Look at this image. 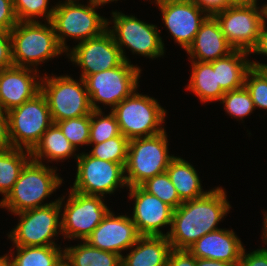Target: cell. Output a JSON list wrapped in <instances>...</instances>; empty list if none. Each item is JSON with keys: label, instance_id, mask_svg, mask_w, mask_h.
I'll list each match as a JSON object with an SVG mask.
<instances>
[{"label": "cell", "instance_id": "cell-13", "mask_svg": "<svg viewBox=\"0 0 267 266\" xmlns=\"http://www.w3.org/2000/svg\"><path fill=\"white\" fill-rule=\"evenodd\" d=\"M77 172L72 190L85 195L105 197L113 194L118 187H128L125 168L120 163L97 159L89 153L75 154Z\"/></svg>", "mask_w": 267, "mask_h": 266}, {"label": "cell", "instance_id": "cell-24", "mask_svg": "<svg viewBox=\"0 0 267 266\" xmlns=\"http://www.w3.org/2000/svg\"><path fill=\"white\" fill-rule=\"evenodd\" d=\"M166 172L182 202L201 198L208 193L202 189L201 180L194 166L186 160L175 156Z\"/></svg>", "mask_w": 267, "mask_h": 266}, {"label": "cell", "instance_id": "cell-36", "mask_svg": "<svg viewBox=\"0 0 267 266\" xmlns=\"http://www.w3.org/2000/svg\"><path fill=\"white\" fill-rule=\"evenodd\" d=\"M244 86L250 92L255 109L267 111V72L251 67L247 71Z\"/></svg>", "mask_w": 267, "mask_h": 266}, {"label": "cell", "instance_id": "cell-50", "mask_svg": "<svg viewBox=\"0 0 267 266\" xmlns=\"http://www.w3.org/2000/svg\"><path fill=\"white\" fill-rule=\"evenodd\" d=\"M0 115H7L6 111L4 110L1 101H0Z\"/></svg>", "mask_w": 267, "mask_h": 266}, {"label": "cell", "instance_id": "cell-9", "mask_svg": "<svg viewBox=\"0 0 267 266\" xmlns=\"http://www.w3.org/2000/svg\"><path fill=\"white\" fill-rule=\"evenodd\" d=\"M140 67L124 61L120 66L100 71L84 78L93 110H102L99 104L108 105L112 110L138 88Z\"/></svg>", "mask_w": 267, "mask_h": 266}, {"label": "cell", "instance_id": "cell-16", "mask_svg": "<svg viewBox=\"0 0 267 266\" xmlns=\"http://www.w3.org/2000/svg\"><path fill=\"white\" fill-rule=\"evenodd\" d=\"M154 1L161 10L165 27L175 42L186 51L209 15L192 0Z\"/></svg>", "mask_w": 267, "mask_h": 266}, {"label": "cell", "instance_id": "cell-1", "mask_svg": "<svg viewBox=\"0 0 267 266\" xmlns=\"http://www.w3.org/2000/svg\"><path fill=\"white\" fill-rule=\"evenodd\" d=\"M227 200L225 190L216 187L201 198L180 204L173 211L170 231L165 234L172 249L187 250L205 234L220 229L219 221L231 208Z\"/></svg>", "mask_w": 267, "mask_h": 266}, {"label": "cell", "instance_id": "cell-12", "mask_svg": "<svg viewBox=\"0 0 267 266\" xmlns=\"http://www.w3.org/2000/svg\"><path fill=\"white\" fill-rule=\"evenodd\" d=\"M114 26L108 21V30L113 35L123 59L130 62L125 55L124 46L131 49L133 54H140L147 58H158L164 55V43L156 25L138 20L135 16L121 12H112ZM111 28V29H110Z\"/></svg>", "mask_w": 267, "mask_h": 266}, {"label": "cell", "instance_id": "cell-15", "mask_svg": "<svg viewBox=\"0 0 267 266\" xmlns=\"http://www.w3.org/2000/svg\"><path fill=\"white\" fill-rule=\"evenodd\" d=\"M68 52L66 56L70 61L82 69V79L120 66L124 62L122 53L108 29L97 37L79 42Z\"/></svg>", "mask_w": 267, "mask_h": 266}, {"label": "cell", "instance_id": "cell-32", "mask_svg": "<svg viewBox=\"0 0 267 266\" xmlns=\"http://www.w3.org/2000/svg\"><path fill=\"white\" fill-rule=\"evenodd\" d=\"M140 187L149 194L157 196L174 210L183 203L177 194L176 188L170 181L167 172L155 175L142 183Z\"/></svg>", "mask_w": 267, "mask_h": 266}, {"label": "cell", "instance_id": "cell-22", "mask_svg": "<svg viewBox=\"0 0 267 266\" xmlns=\"http://www.w3.org/2000/svg\"><path fill=\"white\" fill-rule=\"evenodd\" d=\"M130 249L121 256V266H166L172 246L167 236L149 235L140 236Z\"/></svg>", "mask_w": 267, "mask_h": 266}, {"label": "cell", "instance_id": "cell-21", "mask_svg": "<svg viewBox=\"0 0 267 266\" xmlns=\"http://www.w3.org/2000/svg\"><path fill=\"white\" fill-rule=\"evenodd\" d=\"M234 48L227 42L216 19L209 15L201 24L186 52L191 61L212 62L231 53Z\"/></svg>", "mask_w": 267, "mask_h": 266}, {"label": "cell", "instance_id": "cell-27", "mask_svg": "<svg viewBox=\"0 0 267 266\" xmlns=\"http://www.w3.org/2000/svg\"><path fill=\"white\" fill-rule=\"evenodd\" d=\"M31 160L30 151L20 148L0 150V194L3 199L12 190L25 165Z\"/></svg>", "mask_w": 267, "mask_h": 266}, {"label": "cell", "instance_id": "cell-44", "mask_svg": "<svg viewBox=\"0 0 267 266\" xmlns=\"http://www.w3.org/2000/svg\"><path fill=\"white\" fill-rule=\"evenodd\" d=\"M196 266H237V263H228L224 261L196 258Z\"/></svg>", "mask_w": 267, "mask_h": 266}, {"label": "cell", "instance_id": "cell-34", "mask_svg": "<svg viewBox=\"0 0 267 266\" xmlns=\"http://www.w3.org/2000/svg\"><path fill=\"white\" fill-rule=\"evenodd\" d=\"M49 0H13V7L16 18L21 22H39L35 18L45 17V20L51 21L54 12V6L48 9Z\"/></svg>", "mask_w": 267, "mask_h": 266}, {"label": "cell", "instance_id": "cell-47", "mask_svg": "<svg viewBox=\"0 0 267 266\" xmlns=\"http://www.w3.org/2000/svg\"><path fill=\"white\" fill-rule=\"evenodd\" d=\"M231 5H236V4H249L252 2H255L257 0H227Z\"/></svg>", "mask_w": 267, "mask_h": 266}, {"label": "cell", "instance_id": "cell-38", "mask_svg": "<svg viewBox=\"0 0 267 266\" xmlns=\"http://www.w3.org/2000/svg\"><path fill=\"white\" fill-rule=\"evenodd\" d=\"M13 65L10 32L0 29V70L12 67Z\"/></svg>", "mask_w": 267, "mask_h": 266}, {"label": "cell", "instance_id": "cell-18", "mask_svg": "<svg viewBox=\"0 0 267 266\" xmlns=\"http://www.w3.org/2000/svg\"><path fill=\"white\" fill-rule=\"evenodd\" d=\"M140 236L131 216H115L109 210L84 241L92 247L123 256L122 250L130 249Z\"/></svg>", "mask_w": 267, "mask_h": 266}, {"label": "cell", "instance_id": "cell-33", "mask_svg": "<svg viewBox=\"0 0 267 266\" xmlns=\"http://www.w3.org/2000/svg\"><path fill=\"white\" fill-rule=\"evenodd\" d=\"M221 103L225 107V111L235 119H244L255 110L250 92L246 87L237 90L225 92L222 96Z\"/></svg>", "mask_w": 267, "mask_h": 266}, {"label": "cell", "instance_id": "cell-6", "mask_svg": "<svg viewBox=\"0 0 267 266\" xmlns=\"http://www.w3.org/2000/svg\"><path fill=\"white\" fill-rule=\"evenodd\" d=\"M166 131L129 140L125 180L128 187L140 186L155 175L166 172L170 161Z\"/></svg>", "mask_w": 267, "mask_h": 266}, {"label": "cell", "instance_id": "cell-4", "mask_svg": "<svg viewBox=\"0 0 267 266\" xmlns=\"http://www.w3.org/2000/svg\"><path fill=\"white\" fill-rule=\"evenodd\" d=\"M80 2H59L54 6L53 24L57 41L61 48L68 53L66 37L83 42L99 36L108 28V19L100 16L95 8L102 6L96 2L79 4Z\"/></svg>", "mask_w": 267, "mask_h": 266}, {"label": "cell", "instance_id": "cell-46", "mask_svg": "<svg viewBox=\"0 0 267 266\" xmlns=\"http://www.w3.org/2000/svg\"><path fill=\"white\" fill-rule=\"evenodd\" d=\"M263 227H264V230H263V235H262V238H263V242L267 245V213L265 212V215H264V221H263ZM265 240V241H264Z\"/></svg>", "mask_w": 267, "mask_h": 266}, {"label": "cell", "instance_id": "cell-45", "mask_svg": "<svg viewBox=\"0 0 267 266\" xmlns=\"http://www.w3.org/2000/svg\"><path fill=\"white\" fill-rule=\"evenodd\" d=\"M0 266H13L7 254L0 257Z\"/></svg>", "mask_w": 267, "mask_h": 266}, {"label": "cell", "instance_id": "cell-48", "mask_svg": "<svg viewBox=\"0 0 267 266\" xmlns=\"http://www.w3.org/2000/svg\"><path fill=\"white\" fill-rule=\"evenodd\" d=\"M55 266H72L65 257H63Z\"/></svg>", "mask_w": 267, "mask_h": 266}, {"label": "cell", "instance_id": "cell-20", "mask_svg": "<svg viewBox=\"0 0 267 266\" xmlns=\"http://www.w3.org/2000/svg\"><path fill=\"white\" fill-rule=\"evenodd\" d=\"M244 248L233 230L220 228L205 234L187 250L196 258L238 263Z\"/></svg>", "mask_w": 267, "mask_h": 266}, {"label": "cell", "instance_id": "cell-10", "mask_svg": "<svg viewBox=\"0 0 267 266\" xmlns=\"http://www.w3.org/2000/svg\"><path fill=\"white\" fill-rule=\"evenodd\" d=\"M65 196L53 204L15 213L20 220L8 238L15 246H57L52 238L61 235V214Z\"/></svg>", "mask_w": 267, "mask_h": 266}, {"label": "cell", "instance_id": "cell-11", "mask_svg": "<svg viewBox=\"0 0 267 266\" xmlns=\"http://www.w3.org/2000/svg\"><path fill=\"white\" fill-rule=\"evenodd\" d=\"M7 116L12 146L29 151L53 124L47 99L41 91L32 99L9 110Z\"/></svg>", "mask_w": 267, "mask_h": 266}, {"label": "cell", "instance_id": "cell-31", "mask_svg": "<svg viewBox=\"0 0 267 266\" xmlns=\"http://www.w3.org/2000/svg\"><path fill=\"white\" fill-rule=\"evenodd\" d=\"M94 145L89 154L97 159L120 163L124 167L127 162L129 140L120 134Z\"/></svg>", "mask_w": 267, "mask_h": 266}, {"label": "cell", "instance_id": "cell-7", "mask_svg": "<svg viewBox=\"0 0 267 266\" xmlns=\"http://www.w3.org/2000/svg\"><path fill=\"white\" fill-rule=\"evenodd\" d=\"M78 81L68 75L45 74L41 78V92L47 99L53 123L92 113L85 81L82 78Z\"/></svg>", "mask_w": 267, "mask_h": 266}, {"label": "cell", "instance_id": "cell-49", "mask_svg": "<svg viewBox=\"0 0 267 266\" xmlns=\"http://www.w3.org/2000/svg\"><path fill=\"white\" fill-rule=\"evenodd\" d=\"M112 1H117V0H95V2L98 3L99 5H104Z\"/></svg>", "mask_w": 267, "mask_h": 266}, {"label": "cell", "instance_id": "cell-5", "mask_svg": "<svg viewBox=\"0 0 267 266\" xmlns=\"http://www.w3.org/2000/svg\"><path fill=\"white\" fill-rule=\"evenodd\" d=\"M111 112L115 115L120 133L128 140L157 135L165 131L161 126L166 111L157 99L135 91L117 104Z\"/></svg>", "mask_w": 267, "mask_h": 266}, {"label": "cell", "instance_id": "cell-2", "mask_svg": "<svg viewBox=\"0 0 267 266\" xmlns=\"http://www.w3.org/2000/svg\"><path fill=\"white\" fill-rule=\"evenodd\" d=\"M44 163L32 159L25 165L19 178L8 195L1 199L0 207L8 209L12 214L30 209L44 207L55 203L42 204L62 184L63 179L56 173V168H49Z\"/></svg>", "mask_w": 267, "mask_h": 266}, {"label": "cell", "instance_id": "cell-42", "mask_svg": "<svg viewBox=\"0 0 267 266\" xmlns=\"http://www.w3.org/2000/svg\"><path fill=\"white\" fill-rule=\"evenodd\" d=\"M197 3L208 15L224 10L231 4L227 0H192Z\"/></svg>", "mask_w": 267, "mask_h": 266}, {"label": "cell", "instance_id": "cell-37", "mask_svg": "<svg viewBox=\"0 0 267 266\" xmlns=\"http://www.w3.org/2000/svg\"><path fill=\"white\" fill-rule=\"evenodd\" d=\"M17 23L13 0H0V29L10 32Z\"/></svg>", "mask_w": 267, "mask_h": 266}, {"label": "cell", "instance_id": "cell-8", "mask_svg": "<svg viewBox=\"0 0 267 266\" xmlns=\"http://www.w3.org/2000/svg\"><path fill=\"white\" fill-rule=\"evenodd\" d=\"M257 2L230 5L212 15L234 49L250 53L257 44L261 27L267 20V5L260 8Z\"/></svg>", "mask_w": 267, "mask_h": 266}, {"label": "cell", "instance_id": "cell-35", "mask_svg": "<svg viewBox=\"0 0 267 266\" xmlns=\"http://www.w3.org/2000/svg\"><path fill=\"white\" fill-rule=\"evenodd\" d=\"M55 124L76 150L79 149V145H89L90 114L58 121Z\"/></svg>", "mask_w": 267, "mask_h": 266}, {"label": "cell", "instance_id": "cell-26", "mask_svg": "<svg viewBox=\"0 0 267 266\" xmlns=\"http://www.w3.org/2000/svg\"><path fill=\"white\" fill-rule=\"evenodd\" d=\"M192 73L186 90H189L202 101H220L225 92L217 84L216 70L211 62L191 61Z\"/></svg>", "mask_w": 267, "mask_h": 266}, {"label": "cell", "instance_id": "cell-39", "mask_svg": "<svg viewBox=\"0 0 267 266\" xmlns=\"http://www.w3.org/2000/svg\"><path fill=\"white\" fill-rule=\"evenodd\" d=\"M237 266H267V249L260 248L246 253L244 248Z\"/></svg>", "mask_w": 267, "mask_h": 266}, {"label": "cell", "instance_id": "cell-17", "mask_svg": "<svg viewBox=\"0 0 267 266\" xmlns=\"http://www.w3.org/2000/svg\"><path fill=\"white\" fill-rule=\"evenodd\" d=\"M129 188V199H134L132 221L141 236H165L160 228L171 227L174 209L140 186Z\"/></svg>", "mask_w": 267, "mask_h": 266}, {"label": "cell", "instance_id": "cell-19", "mask_svg": "<svg viewBox=\"0 0 267 266\" xmlns=\"http://www.w3.org/2000/svg\"><path fill=\"white\" fill-rule=\"evenodd\" d=\"M37 72L14 65L0 70V101L6 113L41 91L42 76Z\"/></svg>", "mask_w": 267, "mask_h": 266}, {"label": "cell", "instance_id": "cell-51", "mask_svg": "<svg viewBox=\"0 0 267 266\" xmlns=\"http://www.w3.org/2000/svg\"><path fill=\"white\" fill-rule=\"evenodd\" d=\"M79 2V0H66V2ZM89 2H95V0H89Z\"/></svg>", "mask_w": 267, "mask_h": 266}, {"label": "cell", "instance_id": "cell-41", "mask_svg": "<svg viewBox=\"0 0 267 266\" xmlns=\"http://www.w3.org/2000/svg\"><path fill=\"white\" fill-rule=\"evenodd\" d=\"M266 24L267 23L265 21L261 27L257 44L250 52V55L252 53L253 54L256 53V54L267 56V26ZM251 66L259 70H263V71L267 70V64L259 63L256 61H251Z\"/></svg>", "mask_w": 267, "mask_h": 266}, {"label": "cell", "instance_id": "cell-14", "mask_svg": "<svg viewBox=\"0 0 267 266\" xmlns=\"http://www.w3.org/2000/svg\"><path fill=\"white\" fill-rule=\"evenodd\" d=\"M102 196L85 195L70 188L61 214V234L84 241L100 224L109 209Z\"/></svg>", "mask_w": 267, "mask_h": 266}, {"label": "cell", "instance_id": "cell-25", "mask_svg": "<svg viewBox=\"0 0 267 266\" xmlns=\"http://www.w3.org/2000/svg\"><path fill=\"white\" fill-rule=\"evenodd\" d=\"M75 147L63 135L61 129L53 123L42 135L39 142L30 151L31 159L38 163L42 160L60 161L73 156ZM45 158V159H44Z\"/></svg>", "mask_w": 267, "mask_h": 266}, {"label": "cell", "instance_id": "cell-43", "mask_svg": "<svg viewBox=\"0 0 267 266\" xmlns=\"http://www.w3.org/2000/svg\"><path fill=\"white\" fill-rule=\"evenodd\" d=\"M7 115H0V150L12 148Z\"/></svg>", "mask_w": 267, "mask_h": 266}, {"label": "cell", "instance_id": "cell-23", "mask_svg": "<svg viewBox=\"0 0 267 266\" xmlns=\"http://www.w3.org/2000/svg\"><path fill=\"white\" fill-rule=\"evenodd\" d=\"M248 51L234 49L231 53L212 61L213 70H216L217 84L224 92L244 87L247 71L252 67L247 59Z\"/></svg>", "mask_w": 267, "mask_h": 266}, {"label": "cell", "instance_id": "cell-40", "mask_svg": "<svg viewBox=\"0 0 267 266\" xmlns=\"http://www.w3.org/2000/svg\"><path fill=\"white\" fill-rule=\"evenodd\" d=\"M166 266H196V257L188 250L172 249Z\"/></svg>", "mask_w": 267, "mask_h": 266}, {"label": "cell", "instance_id": "cell-30", "mask_svg": "<svg viewBox=\"0 0 267 266\" xmlns=\"http://www.w3.org/2000/svg\"><path fill=\"white\" fill-rule=\"evenodd\" d=\"M103 114L102 110H93L90 114L89 144H98L121 134L115 115L112 112Z\"/></svg>", "mask_w": 267, "mask_h": 266}, {"label": "cell", "instance_id": "cell-3", "mask_svg": "<svg viewBox=\"0 0 267 266\" xmlns=\"http://www.w3.org/2000/svg\"><path fill=\"white\" fill-rule=\"evenodd\" d=\"M46 24L18 21L10 31L14 66L37 70L41 62L65 53L57 41L53 24L51 21Z\"/></svg>", "mask_w": 267, "mask_h": 266}, {"label": "cell", "instance_id": "cell-29", "mask_svg": "<svg viewBox=\"0 0 267 266\" xmlns=\"http://www.w3.org/2000/svg\"><path fill=\"white\" fill-rule=\"evenodd\" d=\"M16 255L11 252L13 266H55L63 257L64 250L58 246H14Z\"/></svg>", "mask_w": 267, "mask_h": 266}, {"label": "cell", "instance_id": "cell-28", "mask_svg": "<svg viewBox=\"0 0 267 266\" xmlns=\"http://www.w3.org/2000/svg\"><path fill=\"white\" fill-rule=\"evenodd\" d=\"M63 250L64 257L72 266H121L119 254L92 247L86 241Z\"/></svg>", "mask_w": 267, "mask_h": 266}]
</instances>
